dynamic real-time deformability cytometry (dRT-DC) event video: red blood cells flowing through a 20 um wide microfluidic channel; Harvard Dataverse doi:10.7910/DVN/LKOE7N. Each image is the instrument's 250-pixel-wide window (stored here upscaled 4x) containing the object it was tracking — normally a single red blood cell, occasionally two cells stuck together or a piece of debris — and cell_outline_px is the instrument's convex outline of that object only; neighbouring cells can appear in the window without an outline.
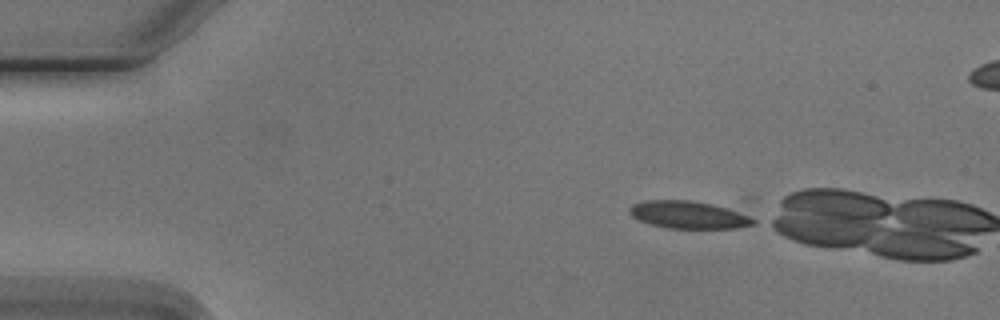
{"species": "Egyptian fruit bat (a non-hibernating species)", "species_latin": "Rousettus aegyptiacus", "temperature_condition": "cold", "stored_images_in_passage": 3, "camera_frame_rate_fps": 3000, "um_per_image_px": 0.085, "animal": {"sex": "male"}, "frame": {"image": 1, "passage_image": 1, "time_ms": 0.0, "image_size_px": [1000, 320], "cell_outline_px": [[756, 224], [736, 228], [664, 228], [640, 220], [632, 216], [628, 212], [628, 208], [632, 204], [644, 200], [688, 200], [712, 204], [748, 216], [756, 220]], "centroid_in_image_um": [58.46, 18.26], "position_along_channel_um": 26.5, "area_um2": 19.59}}